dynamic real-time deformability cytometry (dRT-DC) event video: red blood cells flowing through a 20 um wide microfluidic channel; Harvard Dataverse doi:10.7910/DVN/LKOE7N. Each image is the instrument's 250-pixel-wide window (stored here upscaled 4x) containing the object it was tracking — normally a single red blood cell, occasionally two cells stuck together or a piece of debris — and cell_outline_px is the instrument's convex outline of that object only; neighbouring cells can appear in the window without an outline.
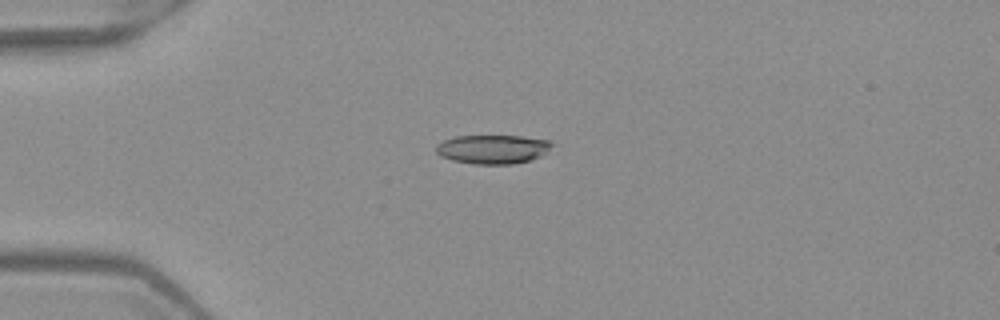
{"species": "Egyptian fruit bat (a non-hibernating species)", "species_latin": "Rousettus aegyptiacus", "temperature_condition": "warm", "stored_images_in_passage": 6, "camera_frame_rate_fps": 3000, "um_per_image_px": 0.085, "frame": {"image": 1, "passage_image": 4, "time_ms": 1.0, "image_size_px": [1000, 320], "cell_outline_px": [[556, 144], [540, 156], [532, 160], [512, 164], [472, 164], [452, 160], [440, 156], [436, 152], [436, 144], [444, 140], [456, 136], [520, 136], [548, 140]], "centroid_in_image_um": [41.89, 12.68], "position_along_channel_um": 43.1, "area_um2": 19.65}}
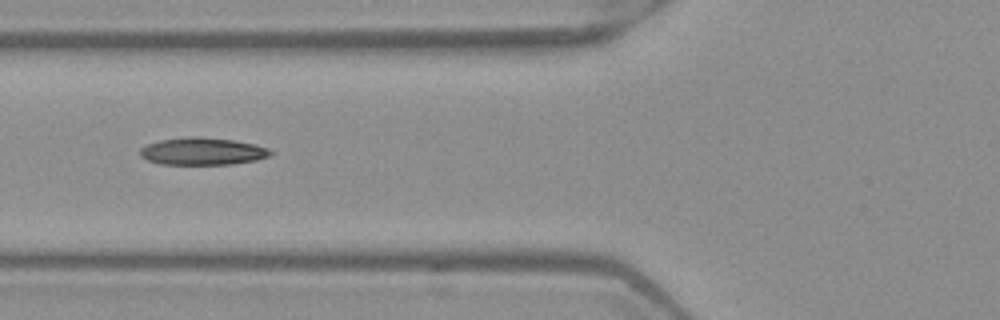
{"frame": {"image": 2, "passage_image": 6, "time_ms": 1.667, "image_size_px": [1000, 320], "cell_outline_px": [[272, 152], [268, 156], [256, 160], [232, 164], [160, 164], [148, 160], [140, 156], [140, 148], [148, 144], [160, 140], [184, 136], [200, 136], [236, 140], [256, 144], [268, 148]], "centroid_in_image_um": [17.21, 12.84], "position_along_channel_um": 108.6, "area_um2": 20.92}}